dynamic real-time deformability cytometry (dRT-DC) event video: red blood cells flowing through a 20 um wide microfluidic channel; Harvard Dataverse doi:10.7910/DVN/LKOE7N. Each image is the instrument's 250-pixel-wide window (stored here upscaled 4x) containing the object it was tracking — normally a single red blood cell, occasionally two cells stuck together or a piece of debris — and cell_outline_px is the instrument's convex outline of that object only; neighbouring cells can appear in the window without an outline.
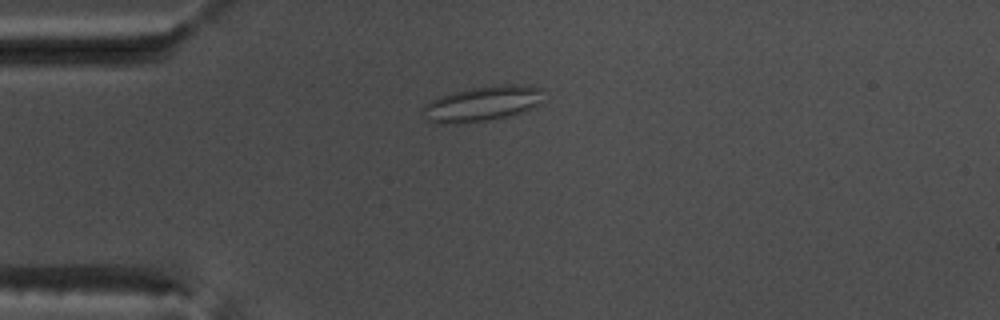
{"species": "common noctule bat (a hibernating species)", "species_latin": "Nyctalus noctula", "temperature_condition": "warm", "stored_images_in_passage": 52, "camera_frame_rate_fps": 3000, "um_per_image_px": 0.085, "animal": {"sex": "male", "body_mass_g": 17.5, "forearm_length_mm": 52.3}, "frame": {"image": 1, "passage_image": 12, "time_ms": 3.667, "image_size_px": [1000, 320], "cell_outline_px": [[540, 104], [532, 108], [508, 116], [488, 120], [460, 124], [440, 124], [428, 120], [424, 108], [424, 104], [440, 96], [452, 92], [472, 88], [508, 84], [524, 84], [540, 88]], "centroid_in_image_um": [40.98, 8.82], "position_along_channel_um": 44.0, "area_um2": 24.33}}
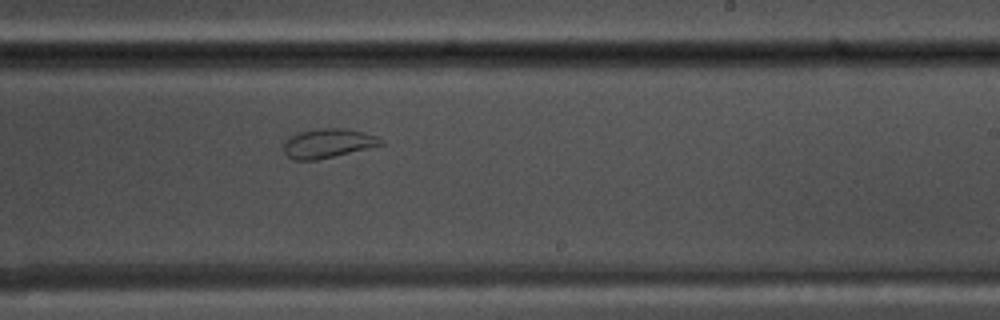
{"frame": {"image": 2, "passage_image": 31, "time_ms": 10.0, "image_size_px": [1000, 320], "cell_outline_px": [[384, 144], [368, 148], [316, 160], [292, 160], [284, 152], [284, 144], [292, 136], [300, 132], [320, 128], [344, 128], [364, 132], [376, 136], [384, 140]], "centroid_in_image_um": [27.9, 12.18], "position_along_channel_um": 261.1, "area_um2": 16.3}}
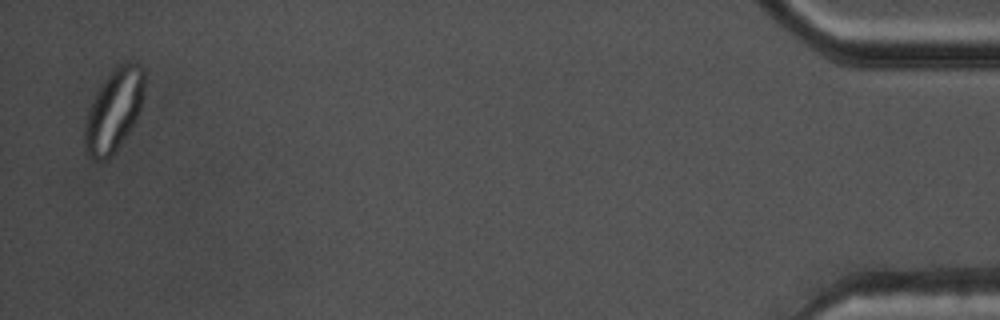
{"frame": {"image": 3, "passage_image": 51, "time_ms": 16.667, "image_size_px": [1000, 320], "cell_outline_px": [[144, 96], [140, 112], [136, 120], [116, 152], [108, 160], [92, 160], [88, 156], [84, 148], [84, 124], [88, 112], [96, 92], [112, 68], [116, 64], [128, 60], [136, 60], [144, 68]], "centroid_in_image_um": [9.7, 9.35], "position_along_channel_um": 425.5, "area_um2": 29.48}}